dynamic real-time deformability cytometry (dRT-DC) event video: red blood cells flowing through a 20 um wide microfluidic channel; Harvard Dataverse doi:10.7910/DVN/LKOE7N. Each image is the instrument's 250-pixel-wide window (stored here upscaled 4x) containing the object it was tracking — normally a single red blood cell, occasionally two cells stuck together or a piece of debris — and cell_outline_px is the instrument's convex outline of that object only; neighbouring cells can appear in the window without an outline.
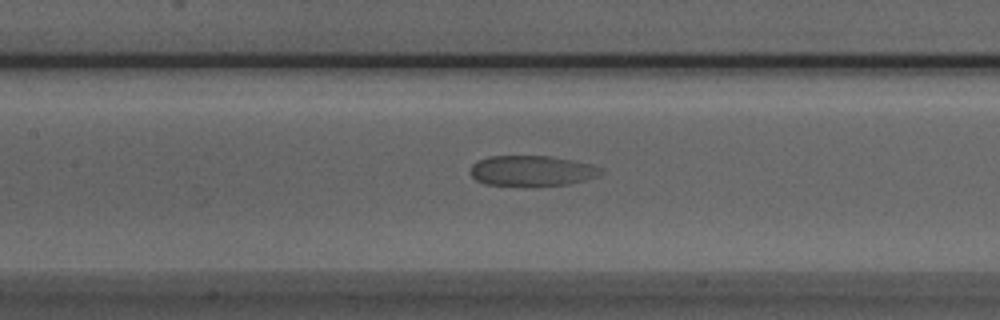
{"species": "Egyptian fruit bat (a non-hibernating species)", "species_latin": "Rousettus aegyptiacus", "temperature_condition": "room temperature", "stored_images_in_passage": 38, "segment_of_instrument_passage": [1, 2], "camera_frame_rate_fps": 3000, "um_per_image_px": 0.085, "animal": {"sex": "male"}, "frame": {"image": 1, "passage_image": 14, "time_ms": 4.333, "image_size_px": [1000, 320], "cell_outline_px": [[604, 172], [596, 176], [584, 180], [568, 184], [536, 188], [484, 184], [476, 180], [472, 176], [472, 164], [488, 156], [548, 156], [572, 160], [592, 164], [604, 168]], "centroid_in_image_um": [45.24, 14.55], "position_along_channel_um": 162.2, "area_um2": 23.76}}
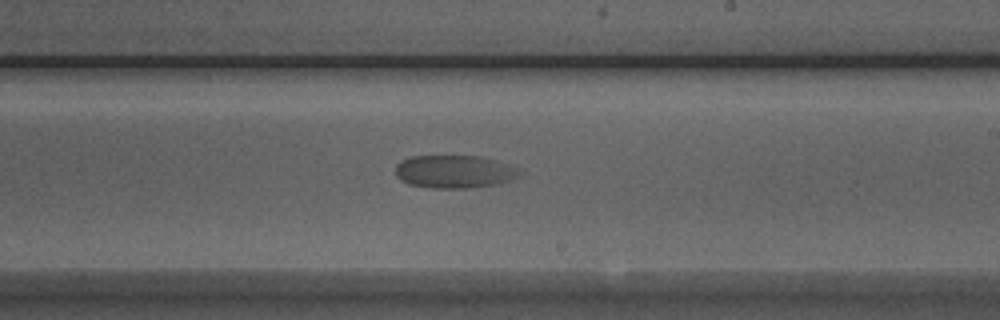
{"frame": {"image": 2, "passage_image": 21, "time_ms": 6.667, "image_size_px": [1000, 320], "cell_outline_px": [[516, 176], [508, 180], [492, 184], [468, 188], [432, 188], [408, 184], [400, 180], [396, 176], [396, 164], [400, 160], [412, 156], [476, 156], [496, 160], [516, 172]], "centroid_in_image_um": [38.43, 14.59], "position_along_channel_um": 250.6, "area_um2": 23.06}}
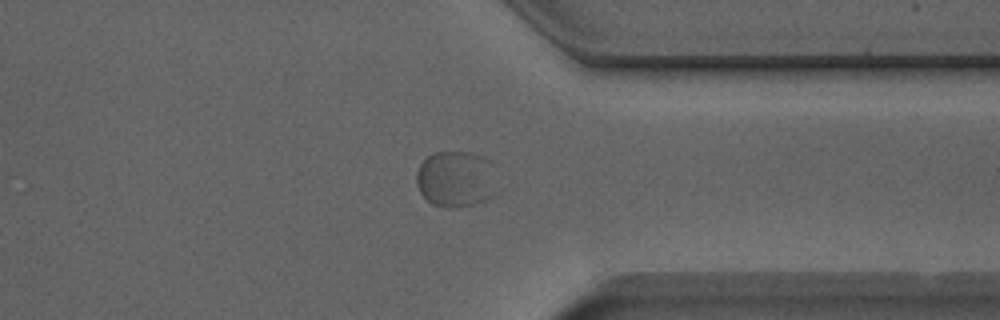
{"frame": {"image": 3, "passage_image": 31, "time_ms": 10.0, "image_size_px": [1000, 320], "cell_outline_px": [[504, 188], [500, 192], [476, 204], [460, 208], [448, 208], [432, 204], [420, 192], [416, 184], [416, 172], [420, 164], [432, 152], [472, 152], [484, 156], [492, 160]], "centroid_in_image_um": [38.9, 15.22], "position_along_channel_um": 372.5, "area_um2": 28.03}}